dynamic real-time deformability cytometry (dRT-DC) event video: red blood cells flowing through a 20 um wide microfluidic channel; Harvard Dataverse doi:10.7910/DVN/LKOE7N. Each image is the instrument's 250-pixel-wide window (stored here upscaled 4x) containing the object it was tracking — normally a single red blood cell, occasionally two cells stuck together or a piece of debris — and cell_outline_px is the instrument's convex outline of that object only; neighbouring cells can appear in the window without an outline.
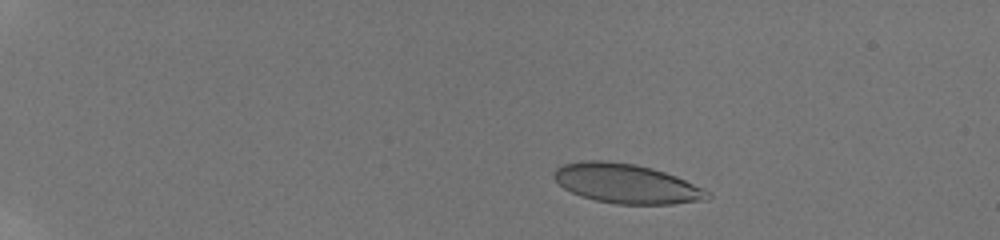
{"species": "human", "species_latin": "Homo sapiens", "temperature_condition": "room temperature", "stored_images_in_passage": 27, "camera_frame_rate_fps": 3000, "um_per_image_px": 0.085, "donor": {"sex": "male"}, "frame": {"image": 1, "passage_image": 6, "time_ms": 2.333, "image_size_px": [1000, 240], "cell_outline_px": [[712, 196], [708, 200], [672, 204], [616, 204], [596, 200], [580, 196], [564, 188], [552, 176], [552, 172], [556, 168], [564, 164], [584, 160], [608, 160], [636, 164], [652, 168], [676, 176], [704, 188]], "centroid_in_image_um": [53.25, 15.6], "position_along_channel_um": 31.7, "area_um2": 35.49}}
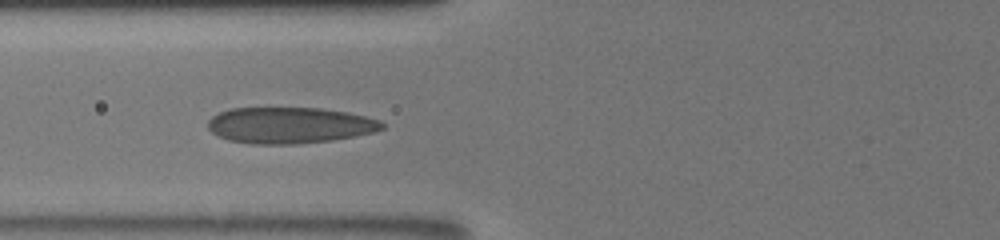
{"frame": {"image": 2, "passage_image": 15, "time_ms": 7.0, "image_size_px": [1000, 240], "cell_outline_px": [[384, 128], [372, 132], [332, 140], [296, 144], [252, 144], [228, 140], [212, 132], [208, 128], [208, 120], [212, 116], [220, 112], [232, 108], [320, 108], [348, 112], [380, 120], [384, 124]], "centroid_in_image_um": [24.6, 10.64], "position_along_channel_um": 101.2, "area_um2": 36.59}}
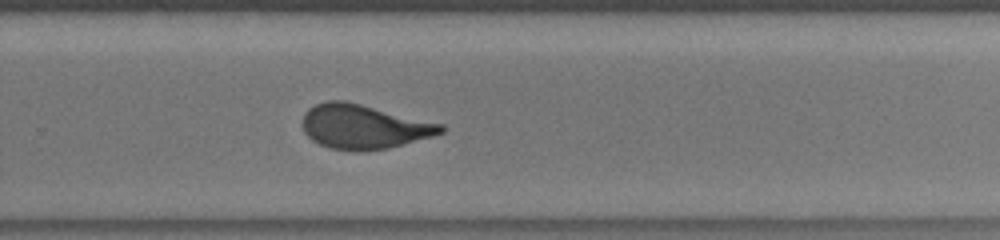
{"frame": {"image": 3, "passage_image": 27, "time_ms": 12.0, "image_size_px": [1000, 240], "cell_outline_px": [[444, 132], [432, 136], [388, 148], [364, 152], [352, 152], [328, 148], [312, 140], [304, 132], [304, 112], [308, 108], [316, 104], [328, 100], [344, 100], [444, 124]], "centroid_in_image_um": [30.91, 10.78], "position_along_channel_um": 298.9, "area_um2": 35.84}}